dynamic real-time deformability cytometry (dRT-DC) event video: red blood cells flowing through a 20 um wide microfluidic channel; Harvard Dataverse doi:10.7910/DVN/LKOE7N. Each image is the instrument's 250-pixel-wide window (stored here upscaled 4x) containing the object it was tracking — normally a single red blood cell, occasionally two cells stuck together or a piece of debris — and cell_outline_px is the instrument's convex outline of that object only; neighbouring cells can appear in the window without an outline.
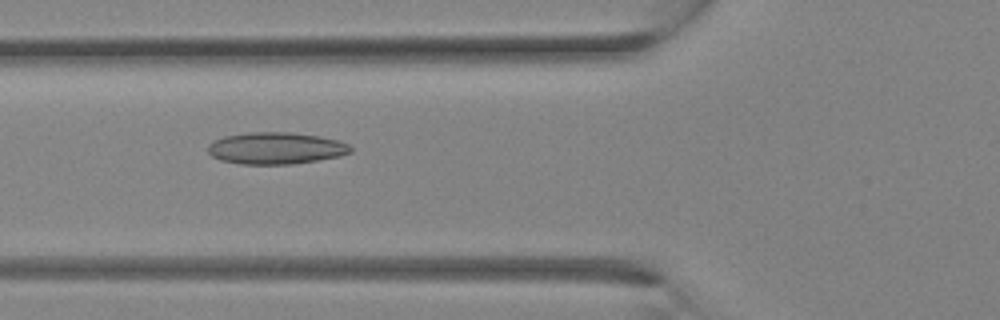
{"species": "Egyptian fruit bat (a non-hibernating species)", "species_latin": "Rousettus aegyptiacus", "temperature_condition": "room temperature", "stored_images_in_passage": 23, "camera_frame_rate_fps": 3000, "um_per_image_px": 0.085, "animal": {"sex": "female"}, "frame": {"image": 1, "passage_image": 3, "time_ms": 0.667, "image_size_px": [1000, 320], "cell_outline_px": [[352, 152], [340, 156], [292, 164], [240, 164], [220, 160], [212, 156], [208, 152], [208, 144], [224, 136], [248, 132], [292, 132], [320, 136], [340, 140], [348, 144], [352, 148]], "centroid_in_image_um": [23.46, 12.59], "position_along_channel_um": 102.3, "area_um2": 26.59}}
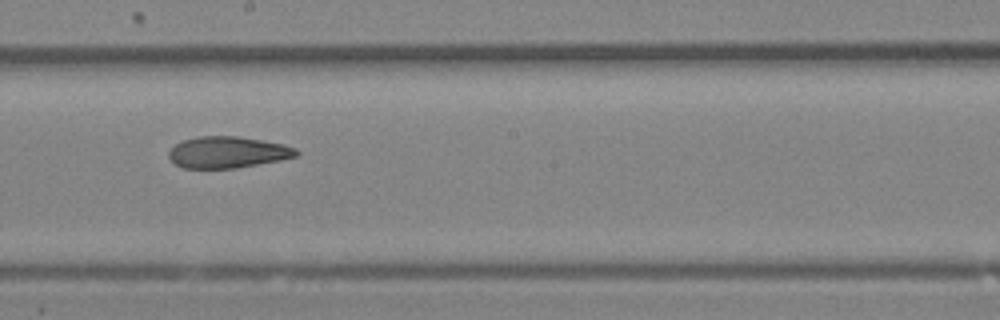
{"frame": {"image": 2, "passage_image": 9, "time_ms": 2.667, "image_size_px": [1000, 320], "cell_outline_px": [[300, 152], [296, 156], [280, 160], [236, 168], [180, 168], [168, 156], [168, 152], [176, 144], [184, 140], [200, 136], [236, 136], [284, 144], [296, 148]], "centroid_in_image_um": [19.36, 12.94], "position_along_channel_um": 228.8, "area_um2": 23.24}}
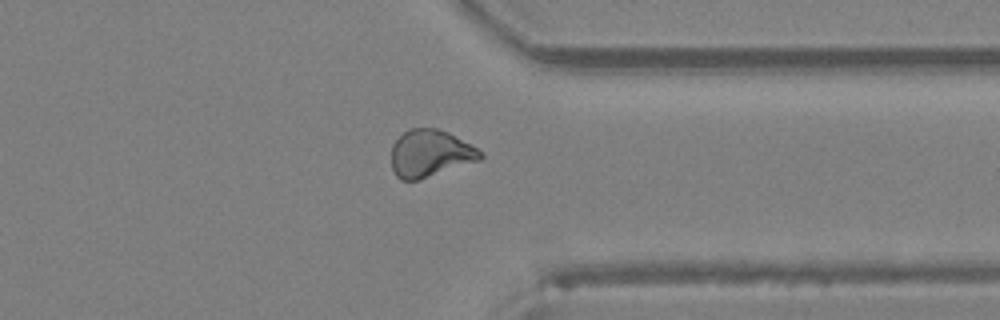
{"frame": {"image": 3, "passage_image": 16, "time_ms": 5.0, "image_size_px": [1000, 320], "cell_outline_px": [[484, 156], [480, 160], [420, 180], [400, 180], [396, 176], [392, 168], [392, 144], [408, 128], [436, 128], [448, 132], [484, 152]], "centroid_in_image_um": [36.57, 13.05], "position_along_channel_um": 374.8, "area_um2": 24.57}}